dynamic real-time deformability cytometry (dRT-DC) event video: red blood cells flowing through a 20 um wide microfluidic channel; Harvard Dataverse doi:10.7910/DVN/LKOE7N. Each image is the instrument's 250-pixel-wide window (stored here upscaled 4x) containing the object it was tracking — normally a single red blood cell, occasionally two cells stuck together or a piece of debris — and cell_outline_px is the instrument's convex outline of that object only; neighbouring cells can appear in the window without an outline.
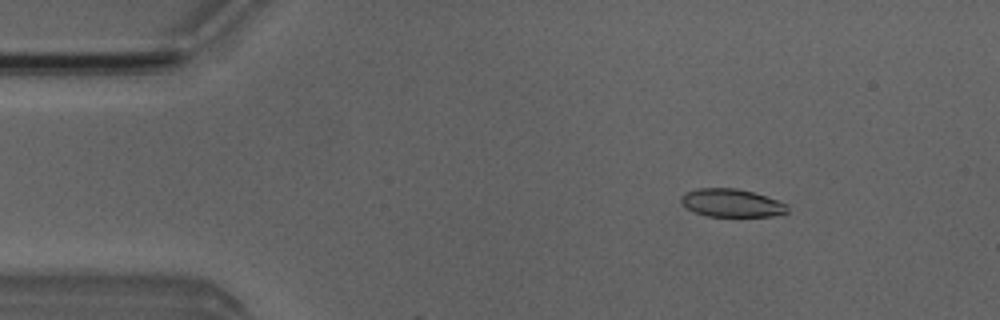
{"species": "Egyptian fruit bat (a non-hibernating species)", "species_latin": "Rousettus aegyptiacus", "temperature_condition": "room temperature", "stored_images_in_passage": 5, "camera_frame_rate_fps": 3000, "um_per_image_px": 0.085, "animal": {"sex": "male"}, "frame": {"image": 1, "passage_image": 3, "time_ms": 2.0, "image_size_px": [1000, 320], "cell_outline_px": [[788, 212], [772, 216], [708, 216], [696, 212], [680, 204], [680, 196], [688, 192], [700, 188], [736, 188], [752, 192], [788, 204]], "centroid_in_image_um": [62.18, 17.25], "position_along_channel_um": 22.8, "area_um2": 17.17}}